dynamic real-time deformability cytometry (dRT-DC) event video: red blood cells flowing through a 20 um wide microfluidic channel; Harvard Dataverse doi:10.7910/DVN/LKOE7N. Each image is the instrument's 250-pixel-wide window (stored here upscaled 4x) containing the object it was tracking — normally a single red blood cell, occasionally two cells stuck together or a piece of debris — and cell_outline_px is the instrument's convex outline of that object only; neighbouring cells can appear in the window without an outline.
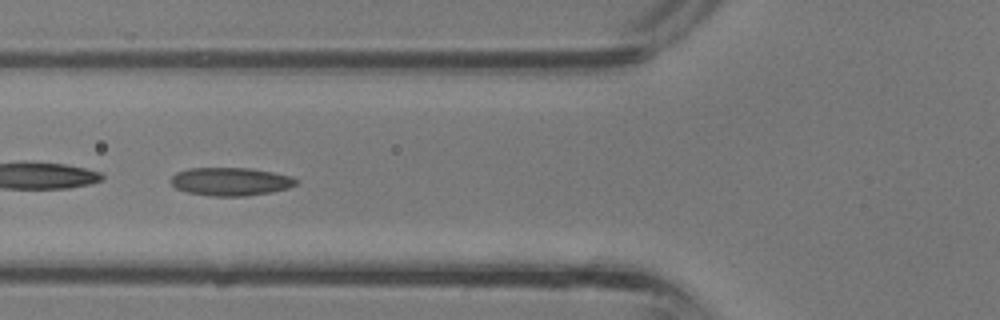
{"species": "common noctule bat (a hibernating species)", "species_latin": "Nyctalus noctula", "temperature_condition": "room temperature", "stored_images_in_passage": 31, "camera_frame_rate_fps": 3000, "um_per_image_px": 0.085, "animal": {"sex": "male", "body_mass_g": 13.3}, "frame": {"image": 1, "passage_image": 8, "time_ms": 2.333, "image_size_px": [1000, 320], "cell_outline_px": [[300, 180], [296, 184], [288, 188], [272, 192], [244, 196], [208, 196], [188, 192], [176, 188], [168, 180], [176, 172], [188, 168], [252, 168], [272, 172], [288, 176]], "centroid_in_image_um": [19.57, 15.43], "position_along_channel_um": 106.2, "area_um2": 20.63}}
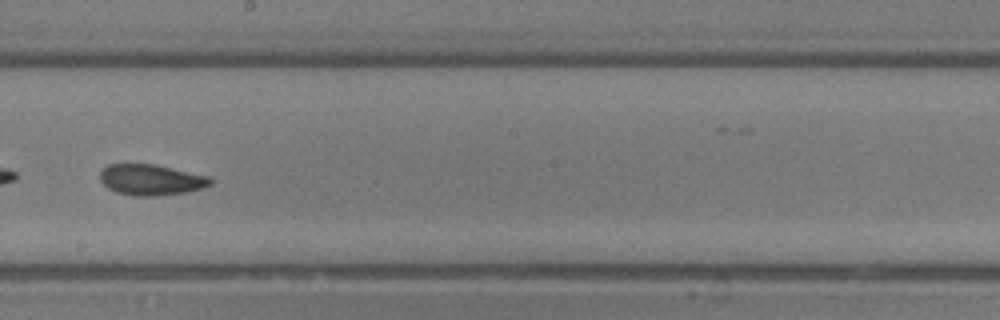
{"frame": {"image": 2, "passage_image": 15, "time_ms": 4.667, "image_size_px": [1000, 320], "cell_outline_px": [[212, 184], [204, 188], [188, 192], [156, 196], [136, 196], [116, 192], [108, 188], [100, 180], [100, 168], [108, 164], [156, 164], [212, 176]], "centroid_in_image_um": [12.88, 15.27], "position_along_channel_um": 235.3, "area_um2": 20.29}}
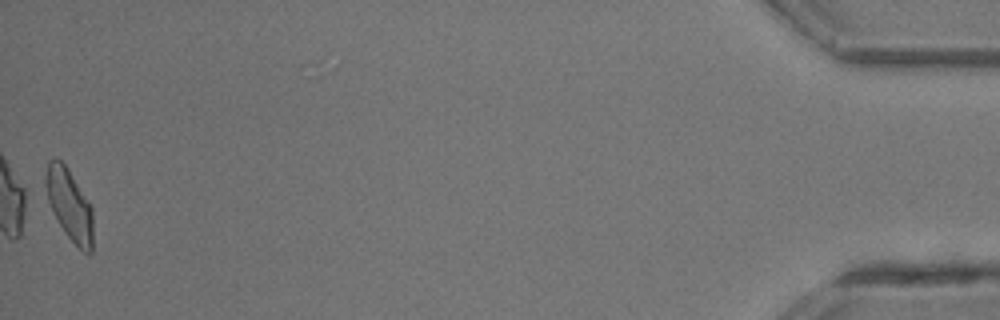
{"frame": {"image": 3, "passage_image": 31, "time_ms": 10.0, "image_size_px": [1000, 320], "cell_outline_px": [[92, 252], [84, 252], [68, 236], [60, 224], [48, 200], [44, 184], [44, 180], [48, 160], [56, 156], [68, 168], [92, 208]], "centroid_in_image_um": [5.88, 17.33], "position_along_channel_um": 429.3, "area_um2": 19.31}}